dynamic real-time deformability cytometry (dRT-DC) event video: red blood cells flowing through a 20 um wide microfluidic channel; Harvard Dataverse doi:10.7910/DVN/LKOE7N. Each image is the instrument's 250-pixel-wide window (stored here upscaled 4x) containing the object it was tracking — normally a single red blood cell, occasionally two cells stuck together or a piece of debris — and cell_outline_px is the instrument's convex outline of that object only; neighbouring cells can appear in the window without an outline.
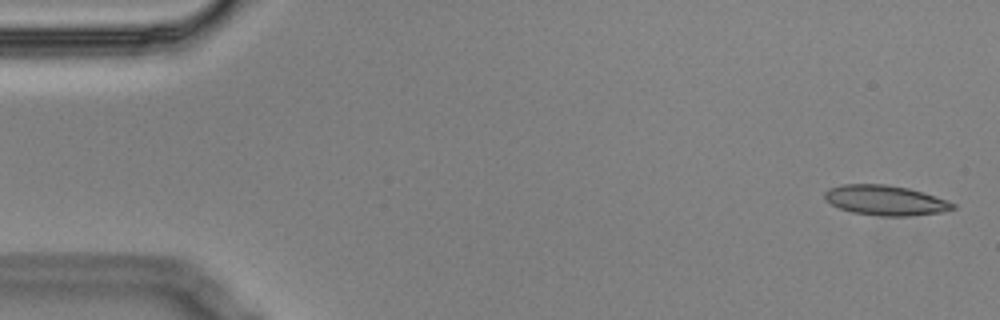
{"species": "Egyptian fruit bat (a non-hibernating species)", "species_latin": "Rousettus aegyptiacus", "temperature_condition": "cold", "stored_images_in_passage": 4, "camera_frame_rate_fps": 3000, "um_per_image_px": 0.085, "animal": {"sex": "male"}, "frame": {"image": 1, "passage_image": 1, "time_ms": 0.0, "image_size_px": [1000, 320], "cell_outline_px": [[956, 208], [940, 212], [908, 216], [880, 216], [852, 212], [840, 208], [824, 200], [824, 192], [828, 188], [844, 184], [884, 184], [908, 188], [956, 204]], "centroid_in_image_um": [75.19, 17.03], "position_along_channel_um": 9.8, "area_um2": 22.14}}
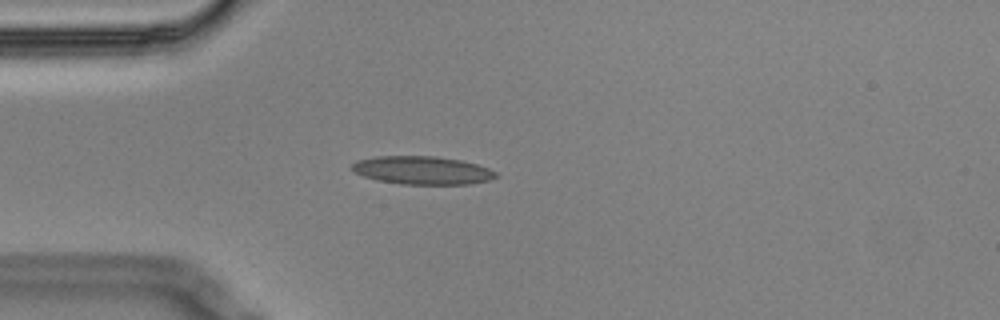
{"frame": {"image": 2, "passage_image": 4, "time_ms": 1.0, "image_size_px": [1000, 320], "cell_outline_px": [[500, 176], [488, 180], [468, 184], [400, 184], [376, 180], [364, 176], [356, 172], [352, 168], [352, 164], [356, 160], [376, 156], [436, 156], [460, 160], [476, 164], [488, 168], [496, 172]], "centroid_in_image_um": [35.89, 14.47], "position_along_channel_um": 49.1, "area_um2": 23.58}}